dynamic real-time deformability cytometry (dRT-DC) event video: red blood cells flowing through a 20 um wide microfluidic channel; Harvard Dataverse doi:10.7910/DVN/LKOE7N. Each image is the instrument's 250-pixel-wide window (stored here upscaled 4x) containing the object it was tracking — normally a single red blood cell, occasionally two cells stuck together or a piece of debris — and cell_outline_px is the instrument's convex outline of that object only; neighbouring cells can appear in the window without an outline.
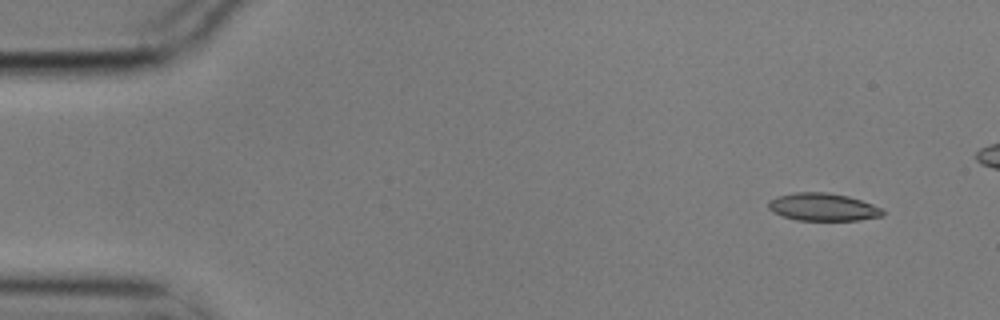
{"species": "common noctule bat (a hibernating species)", "species_latin": "Nyctalus noctula", "temperature_condition": "cold", "stored_images_in_passage": 2, "camera_frame_rate_fps": 3000, "um_per_image_px": 0.085, "animal": {"sex": "male", "body_mass_g": 17.9}, "frame": {"image": 1, "passage_image": 1, "time_ms": 0.0, "image_size_px": [1000, 320], "cell_outline_px": [[884, 212], [880, 216], [860, 220], [796, 220], [772, 212], [768, 208], [768, 200], [776, 196], [796, 192], [828, 192], [848, 196], [884, 208]], "centroid_in_image_um": [69.93, 17.59], "position_along_channel_um": 15.1, "area_um2": 18.5}}